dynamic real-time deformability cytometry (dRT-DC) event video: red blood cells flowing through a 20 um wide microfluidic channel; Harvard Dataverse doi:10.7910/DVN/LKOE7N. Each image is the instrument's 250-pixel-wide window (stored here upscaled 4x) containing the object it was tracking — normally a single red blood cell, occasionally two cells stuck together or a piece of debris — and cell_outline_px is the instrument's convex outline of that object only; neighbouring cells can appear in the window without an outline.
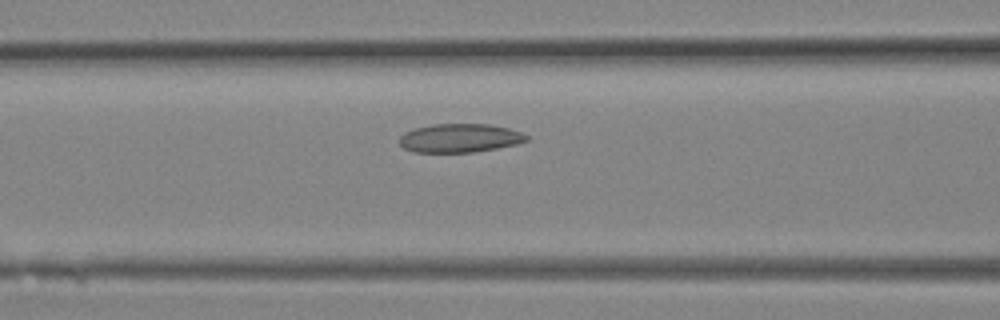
{"species": "Egyptian fruit bat (a non-hibernating species)", "species_latin": "Rousettus aegyptiacus", "temperature_condition": "room temperature", "stored_images_in_passage": 23, "camera_frame_rate_fps": 3000, "um_per_image_px": 0.085, "animal": {"sex": "female"}, "frame": {"image": 1, "passage_image": 7, "time_ms": 2.0, "image_size_px": [1000, 320], "cell_outline_px": [[528, 140], [516, 144], [496, 148], [472, 152], [412, 152], [404, 148], [400, 144], [400, 136], [404, 132], [416, 128], [432, 124], [488, 124], [508, 128], [520, 132], [528, 136]], "centroid_in_image_um": [39.06, 11.73], "position_along_channel_um": 127.5, "area_um2": 21.1}}
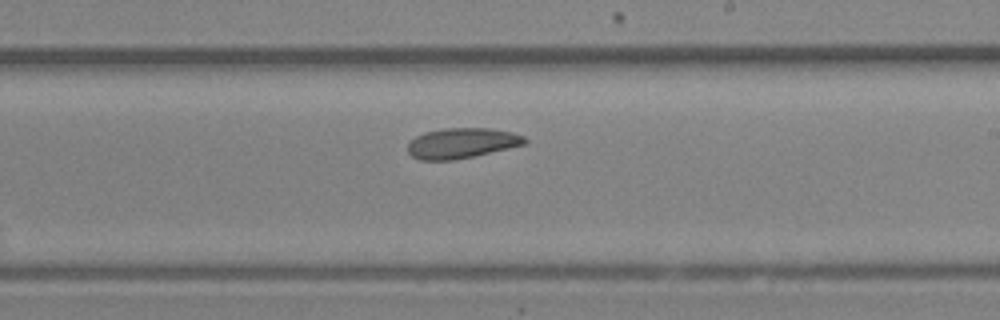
{"frame": {"image": 2, "passage_image": 12, "time_ms": 3.667, "image_size_px": [1000, 320], "cell_outline_px": [[528, 140], [524, 144], [472, 156], [452, 160], [420, 160], [412, 156], [408, 152], [408, 144], [416, 136], [424, 132], [444, 128], [488, 128], [512, 132], [524, 136]], "centroid_in_image_um": [39.22, 12.15], "position_along_channel_um": 249.8, "area_um2": 20.4}}
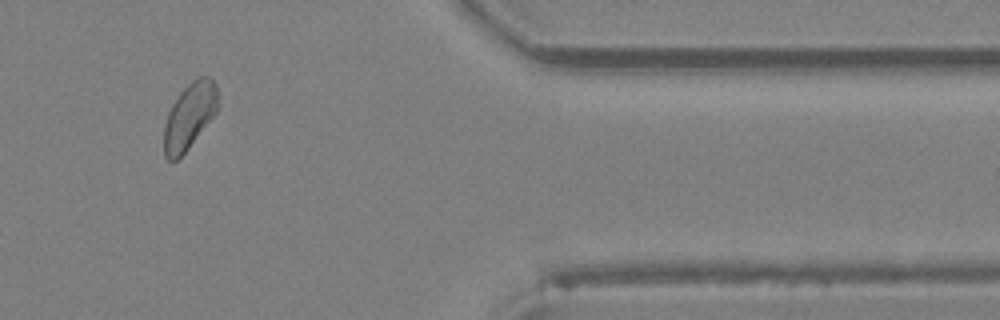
{"frame": {"image": 3, "passage_image": 19, "time_ms": 6.0, "image_size_px": [1000, 320], "cell_outline_px": [[216, 112], [188, 148], [176, 160], [168, 160], [164, 156], [164, 124], [168, 112], [172, 104], [180, 92], [196, 76], [212, 76], [216, 84]], "centroid_in_image_um": [16.08, 9.83], "position_along_channel_um": 395.3, "area_um2": 20.46}}